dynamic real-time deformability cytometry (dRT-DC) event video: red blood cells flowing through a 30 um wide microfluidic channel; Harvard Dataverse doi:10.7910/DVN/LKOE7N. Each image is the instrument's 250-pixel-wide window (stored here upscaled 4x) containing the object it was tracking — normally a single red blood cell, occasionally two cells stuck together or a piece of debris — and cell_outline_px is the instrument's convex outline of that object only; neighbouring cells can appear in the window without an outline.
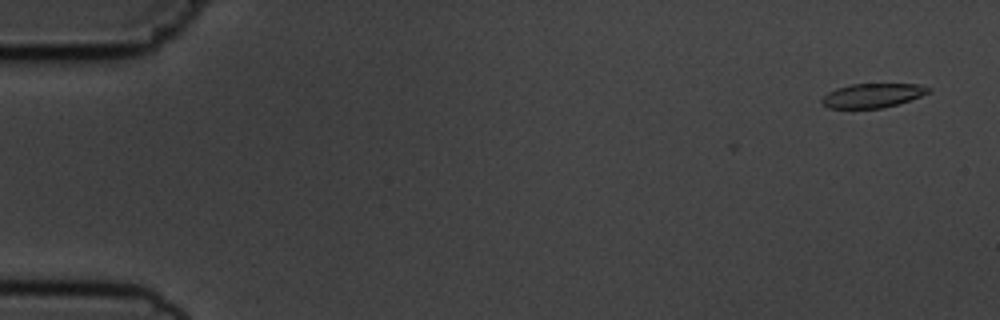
{"species": "common noctule bat (a hibernating species)", "species_latin": "Nyctalus noctula", "temperature_condition": "cold", "stored_images_in_passage": 5, "camera_frame_rate_fps": 3000, "um_per_image_px": 0.085, "animal": {"sex": "male", "body_mass_g": 19.5, "forearm_length_mm": 54.6}, "frame": {"image": 1, "passage_image": 1, "time_ms": 0.0, "image_size_px": [1000, 320], "cell_outline_px": [[932, 88], [928, 92], [920, 96], [884, 108], [828, 108], [820, 104], [820, 100], [828, 92], [836, 88], [852, 84], [920, 84]], "centroid_in_image_um": [74.12, 8.12], "position_along_channel_um": 10.9, "area_um2": 14.97}}
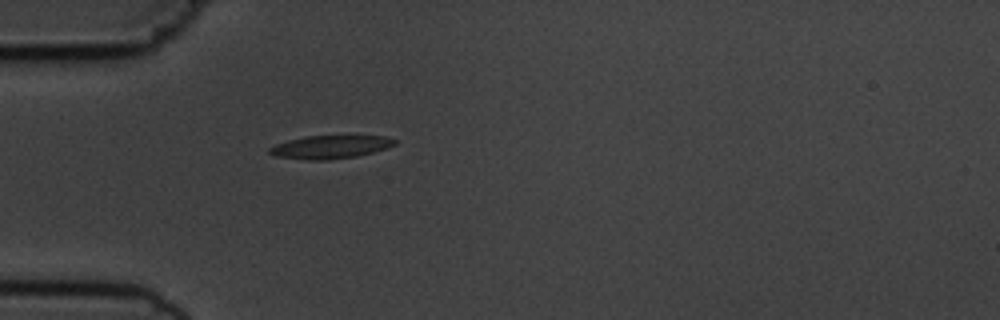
{"frame": {"image": 2, "passage_image": 5, "time_ms": 4.667, "image_size_px": [1000, 320], "cell_outline_px": [[396, 144], [388, 148], [356, 156], [328, 160], [308, 160], [276, 156], [268, 152], [268, 148], [276, 144], [288, 140], [304, 136], [384, 136], [396, 140]], "centroid_in_image_um": [28.06, 12.49], "position_along_channel_um": 56.9, "area_um2": 16.82}}